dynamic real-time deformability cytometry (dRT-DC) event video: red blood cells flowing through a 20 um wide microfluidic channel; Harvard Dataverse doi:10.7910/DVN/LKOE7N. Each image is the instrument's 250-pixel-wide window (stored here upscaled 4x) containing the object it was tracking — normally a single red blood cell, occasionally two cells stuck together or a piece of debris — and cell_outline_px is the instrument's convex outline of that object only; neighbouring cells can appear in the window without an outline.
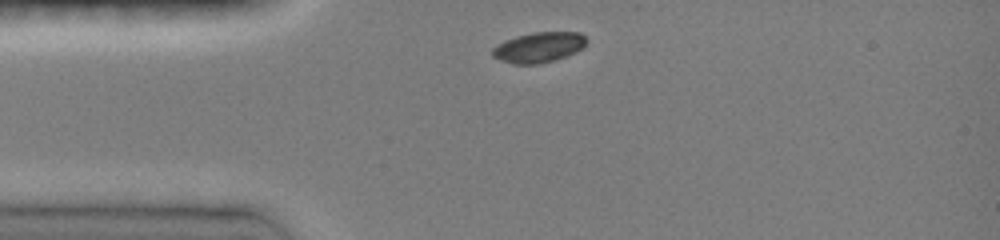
{"species": "common noctule bat (a hibernating species)", "species_latin": "Nyctalus noctula", "temperature_condition": "room temperature", "stored_images_in_passage": 31, "camera_frame_rate_fps": 3000, "um_per_image_px": 0.085, "animal": {"sex": "female", "body_mass_g": 19.0, "forearm_length_mm": 51.5}, "frame": {"image": 1, "passage_image": 1, "time_ms": 0.0, "image_size_px": [1000, 240], "cell_outline_px": [[588, 40], [580, 48], [556, 60], [540, 64], [512, 64], [500, 60], [492, 56], [492, 48], [496, 44], [504, 40], [516, 36], [532, 32], [580, 32]], "centroid_in_image_um": [45.73, 4.02], "position_along_channel_um": 39.3, "area_um2": 16.59}}
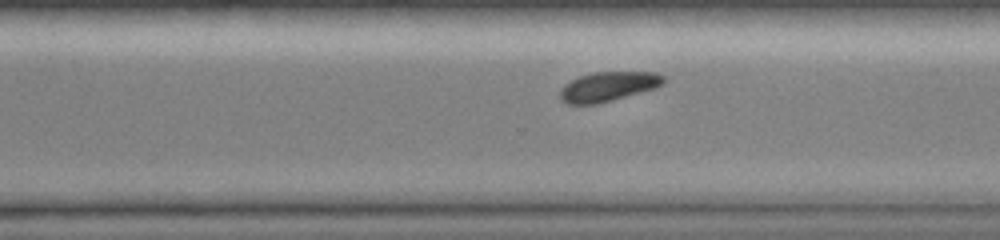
{"frame": {"image": 2, "passage_image": 25, "time_ms": 7.333, "image_size_px": [1000, 240], "cell_outline_px": [[664, 84], [656, 88], [612, 100], [596, 104], [568, 104], [560, 100], [560, 92], [564, 84], [580, 76], [592, 72], [656, 72], [664, 76]], "centroid_in_image_um": [51.7, 7.35], "position_along_channel_um": 318.9, "area_um2": 17.8}}
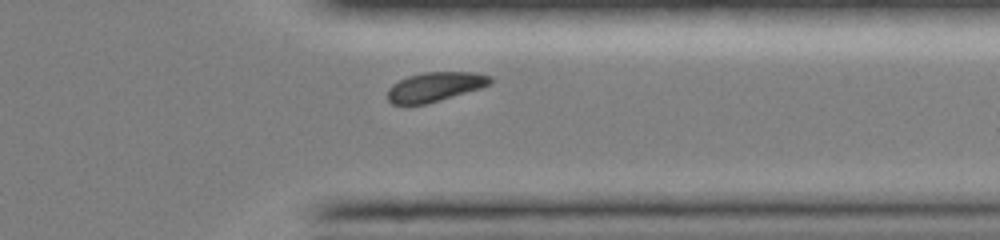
{"frame": {"image": 3, "passage_image": 29, "time_ms": 8.667, "image_size_px": [1000, 240], "cell_outline_px": [[492, 84], [480, 88], [440, 100], [424, 104], [392, 104], [388, 100], [388, 88], [392, 84], [408, 76], [424, 72], [476, 72], [492, 76]], "centroid_in_image_um": [36.99, 7.36], "position_along_channel_um": 374.4, "area_um2": 17.51}, "authors_computed_cell_mechanics": {"area_um2": 18.6694, "velocity_mm_per_s": 4.0776, "shape_relaxation_time_tau1_ms": 1.1772, "shape_relaxation_time_tau2_ms": 10.7875, "deformation_change_tau1": 0.0467, "deformation_change_tau2": 0.1306}}